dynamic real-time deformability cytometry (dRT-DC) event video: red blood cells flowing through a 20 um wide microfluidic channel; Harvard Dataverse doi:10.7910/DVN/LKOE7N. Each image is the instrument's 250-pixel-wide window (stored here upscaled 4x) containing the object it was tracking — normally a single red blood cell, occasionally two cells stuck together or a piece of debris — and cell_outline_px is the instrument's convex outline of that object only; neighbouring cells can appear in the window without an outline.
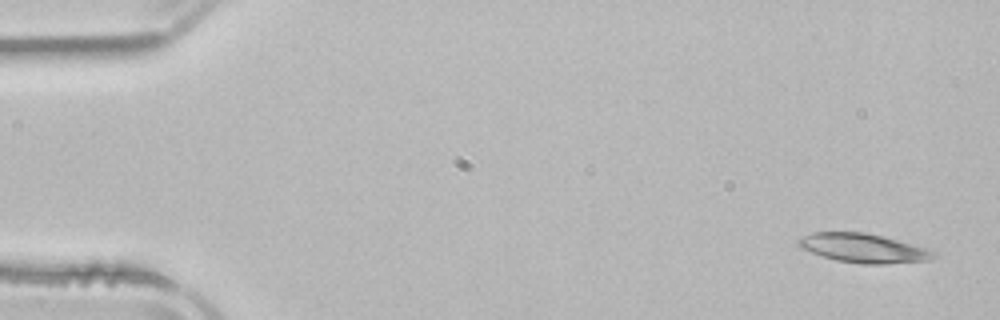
{"species": "common noctule bat (a hibernating species)", "species_latin": "Nyctalus noctula", "temperature_condition": "room temperature", "stored_images_in_passage": 4, "camera_frame_rate_fps": 3000, "um_per_image_px": 0.085, "animal": {"sex": "male", "body_mass_g": 21.5, "forearm_length_mm": 52.0}, "frame": {"image": 1, "passage_image": 1, "time_ms": 0.0, "image_size_px": [1000, 320], "cell_outline_px": [[936, 256], [932, 260], [884, 264], [864, 264], [836, 260], [800, 248], [800, 240], [804, 236], [812, 232], [864, 232], [884, 236], [928, 248], [936, 252]], "centroid_in_image_um": [73.47, 21.09], "position_along_channel_um": 11.5, "area_um2": 22.77}}
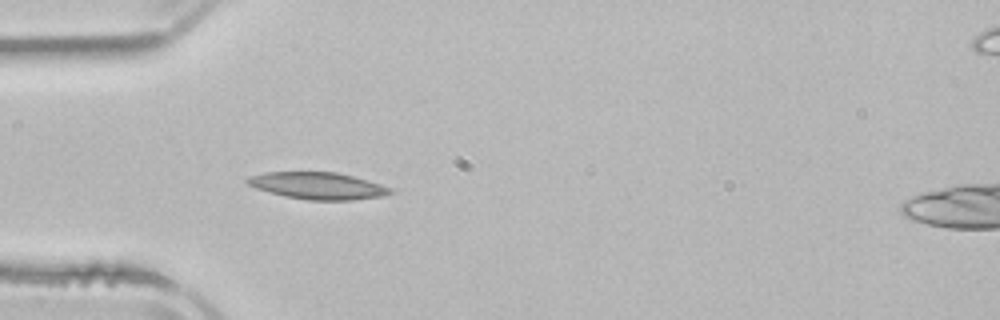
{"frame": {"image": 2, "passage_image": 4, "time_ms": 4.333, "image_size_px": [1000, 320], "cell_outline_px": [[396, 192], [380, 196], [352, 200], [308, 200], [284, 196], [256, 188], [248, 184], [244, 180], [248, 176], [264, 172], [336, 172], [352, 176], [380, 184], [392, 188]], "centroid_in_image_um": [26.99, 15.79], "position_along_channel_um": 58.0, "area_um2": 22.37}}